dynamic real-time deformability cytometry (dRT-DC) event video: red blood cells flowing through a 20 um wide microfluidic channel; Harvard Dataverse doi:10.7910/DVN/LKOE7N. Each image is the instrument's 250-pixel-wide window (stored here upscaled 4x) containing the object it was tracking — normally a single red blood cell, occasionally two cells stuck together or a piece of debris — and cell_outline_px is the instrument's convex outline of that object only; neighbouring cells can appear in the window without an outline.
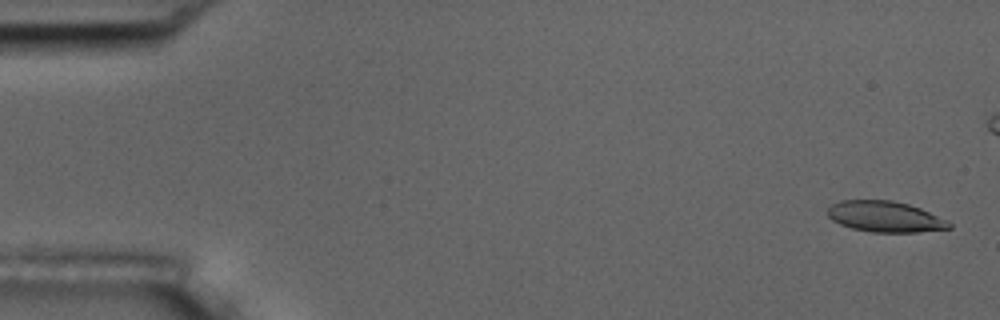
{"species": "common noctule bat (a hibernating species)", "species_latin": "Nyctalus noctula", "temperature_condition": "room temperature", "stored_images_in_passage": 5, "camera_frame_rate_fps": 3000, "um_per_image_px": 0.085, "animal": {"sex": "male", "body_mass_g": 17.5, "forearm_length_mm": 52.3}, "frame": {"image": 1, "passage_image": 1, "time_ms": 0.0, "image_size_px": [1000, 320], "cell_outline_px": [[952, 228], [920, 232], [872, 232], [852, 228], [840, 224], [832, 220], [828, 216], [828, 208], [832, 204], [840, 200], [892, 200], [908, 204], [920, 208], [948, 220], [952, 224]], "centroid_in_image_um": [75.25, 18.41], "position_along_channel_um": 9.8, "area_um2": 21.91}}